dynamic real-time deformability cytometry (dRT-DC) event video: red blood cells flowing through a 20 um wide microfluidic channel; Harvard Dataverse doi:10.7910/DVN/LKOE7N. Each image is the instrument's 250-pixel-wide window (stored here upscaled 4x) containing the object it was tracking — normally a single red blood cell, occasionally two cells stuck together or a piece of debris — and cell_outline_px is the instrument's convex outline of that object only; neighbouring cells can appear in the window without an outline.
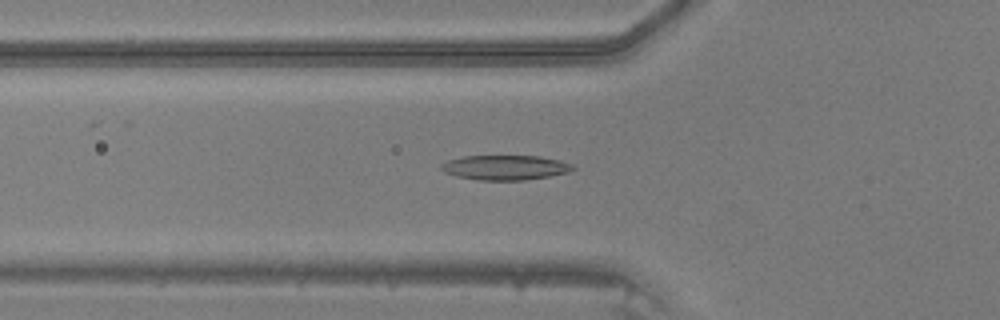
{"species": "common noctule bat (a hibernating species)", "species_latin": "Nyctalus noctula", "temperature_condition": "warm", "stored_images_in_passage": 34, "camera_frame_rate_fps": 3000, "um_per_image_px": 0.085, "animal": {"sex": "male", "body_mass_g": 20.5, "forearm_length_mm": 52.5}, "frame": {"image": 1, "passage_image": 4, "time_ms": 1.0, "image_size_px": [1000, 320], "cell_outline_px": [[576, 168], [568, 172], [548, 176], [524, 180], [480, 180], [456, 176], [444, 172], [440, 168], [440, 164], [448, 160], [464, 156], [540, 156], [560, 160], [572, 164]], "centroid_in_image_um": [42.93, 14.23], "position_along_channel_um": 82.9, "area_um2": 18.96}}
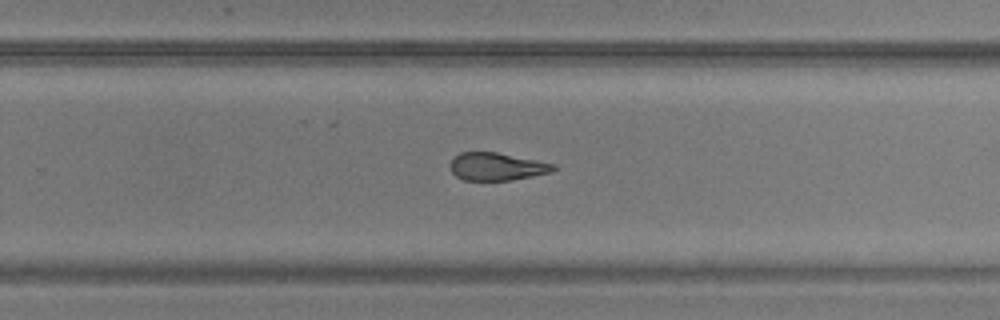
{"frame": {"image": 2, "passage_image": 18, "time_ms": 5.667, "image_size_px": [1000, 320], "cell_outline_px": [[556, 168], [552, 172], [512, 180], [464, 180], [456, 176], [452, 172], [448, 164], [460, 152], [496, 152], [556, 164]], "centroid_in_image_um": [42.22, 14.16], "position_along_channel_um": 287.6, "area_um2": 16.65}}
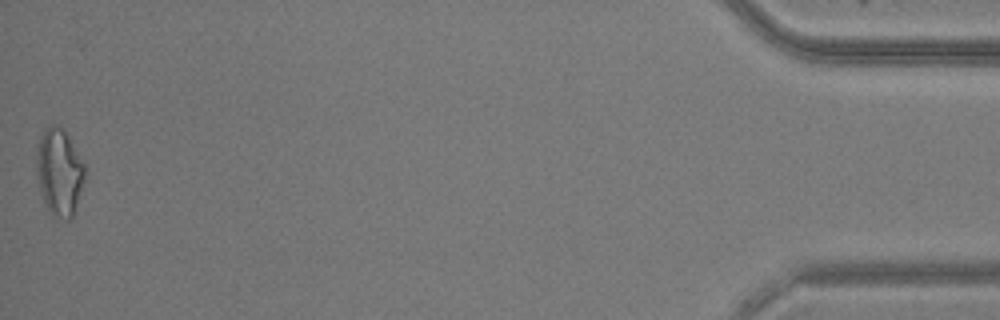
{"frame": {"image": 3, "passage_image": 34, "time_ms": 11.0, "image_size_px": [1000, 320], "cell_outline_px": [[84, 180], [72, 216], [68, 220], [64, 220], [52, 216], [44, 200], [40, 188], [36, 164], [40, 136], [52, 124], [64, 128], [84, 164]], "centroid_in_image_um": [5.05, 14.63], "position_along_channel_um": 430.2, "area_um2": 23.81}}